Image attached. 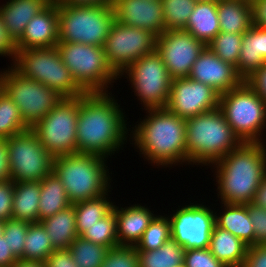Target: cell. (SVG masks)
<instances>
[{
	"mask_svg": "<svg viewBox=\"0 0 266 267\" xmlns=\"http://www.w3.org/2000/svg\"><path fill=\"white\" fill-rule=\"evenodd\" d=\"M114 92H93L79 96L76 133L78 153L94 154L110 158L111 161L120 150L125 151L132 122L127 121L129 115L125 114Z\"/></svg>",
	"mask_w": 266,
	"mask_h": 267,
	"instance_id": "1",
	"label": "cell"
},
{
	"mask_svg": "<svg viewBox=\"0 0 266 267\" xmlns=\"http://www.w3.org/2000/svg\"><path fill=\"white\" fill-rule=\"evenodd\" d=\"M144 113L145 117L132 123L129 130V145L139 157L164 171L183 168L184 164L190 168L186 159V119L167 108L146 109Z\"/></svg>",
	"mask_w": 266,
	"mask_h": 267,
	"instance_id": "2",
	"label": "cell"
},
{
	"mask_svg": "<svg viewBox=\"0 0 266 267\" xmlns=\"http://www.w3.org/2000/svg\"><path fill=\"white\" fill-rule=\"evenodd\" d=\"M208 168L215 178L217 202L251 203L266 175V143L242 142Z\"/></svg>",
	"mask_w": 266,
	"mask_h": 267,
	"instance_id": "3",
	"label": "cell"
},
{
	"mask_svg": "<svg viewBox=\"0 0 266 267\" xmlns=\"http://www.w3.org/2000/svg\"><path fill=\"white\" fill-rule=\"evenodd\" d=\"M241 143L219 107L186 119V159L191 167L208 169Z\"/></svg>",
	"mask_w": 266,
	"mask_h": 267,
	"instance_id": "4",
	"label": "cell"
},
{
	"mask_svg": "<svg viewBox=\"0 0 266 267\" xmlns=\"http://www.w3.org/2000/svg\"><path fill=\"white\" fill-rule=\"evenodd\" d=\"M108 162L111 163L109 159L94 154L60 155L53 159L52 172L58 176L74 204L102 196L112 188L114 171Z\"/></svg>",
	"mask_w": 266,
	"mask_h": 267,
	"instance_id": "5",
	"label": "cell"
},
{
	"mask_svg": "<svg viewBox=\"0 0 266 267\" xmlns=\"http://www.w3.org/2000/svg\"><path fill=\"white\" fill-rule=\"evenodd\" d=\"M219 108L241 142L266 143V102L245 81L220 94Z\"/></svg>",
	"mask_w": 266,
	"mask_h": 267,
	"instance_id": "6",
	"label": "cell"
},
{
	"mask_svg": "<svg viewBox=\"0 0 266 267\" xmlns=\"http://www.w3.org/2000/svg\"><path fill=\"white\" fill-rule=\"evenodd\" d=\"M12 66L24 77L48 86L62 98H75L86 93L65 66L57 47L16 51Z\"/></svg>",
	"mask_w": 266,
	"mask_h": 267,
	"instance_id": "7",
	"label": "cell"
},
{
	"mask_svg": "<svg viewBox=\"0 0 266 267\" xmlns=\"http://www.w3.org/2000/svg\"><path fill=\"white\" fill-rule=\"evenodd\" d=\"M56 47L74 80L86 93L114 90L119 76L107 63L104 47L76 42H58Z\"/></svg>",
	"mask_w": 266,
	"mask_h": 267,
	"instance_id": "8",
	"label": "cell"
},
{
	"mask_svg": "<svg viewBox=\"0 0 266 267\" xmlns=\"http://www.w3.org/2000/svg\"><path fill=\"white\" fill-rule=\"evenodd\" d=\"M114 21L112 5L70 6L58 3L59 42L104 47Z\"/></svg>",
	"mask_w": 266,
	"mask_h": 267,
	"instance_id": "9",
	"label": "cell"
},
{
	"mask_svg": "<svg viewBox=\"0 0 266 267\" xmlns=\"http://www.w3.org/2000/svg\"><path fill=\"white\" fill-rule=\"evenodd\" d=\"M124 78L131 85L134 100L141 104V111L167 107L172 79L157 51L134 61L119 75V80Z\"/></svg>",
	"mask_w": 266,
	"mask_h": 267,
	"instance_id": "10",
	"label": "cell"
},
{
	"mask_svg": "<svg viewBox=\"0 0 266 267\" xmlns=\"http://www.w3.org/2000/svg\"><path fill=\"white\" fill-rule=\"evenodd\" d=\"M2 89L19 108L24 122L31 128L60 102L53 89L21 75L12 65L1 69Z\"/></svg>",
	"mask_w": 266,
	"mask_h": 267,
	"instance_id": "11",
	"label": "cell"
},
{
	"mask_svg": "<svg viewBox=\"0 0 266 267\" xmlns=\"http://www.w3.org/2000/svg\"><path fill=\"white\" fill-rule=\"evenodd\" d=\"M79 97L62 98L30 129L53 157L78 154L77 118Z\"/></svg>",
	"mask_w": 266,
	"mask_h": 267,
	"instance_id": "12",
	"label": "cell"
},
{
	"mask_svg": "<svg viewBox=\"0 0 266 267\" xmlns=\"http://www.w3.org/2000/svg\"><path fill=\"white\" fill-rule=\"evenodd\" d=\"M183 203L168 211L171 223V238L187 249L209 247L211 233L215 223L214 204H206L207 199ZM205 201V202H204ZM199 202V203H198ZM212 206H211V205ZM182 205V206H181ZM213 207V208H212ZM172 213V214H169Z\"/></svg>",
	"mask_w": 266,
	"mask_h": 267,
	"instance_id": "13",
	"label": "cell"
},
{
	"mask_svg": "<svg viewBox=\"0 0 266 267\" xmlns=\"http://www.w3.org/2000/svg\"><path fill=\"white\" fill-rule=\"evenodd\" d=\"M11 180L41 181L53 169L54 157L31 129L7 138Z\"/></svg>",
	"mask_w": 266,
	"mask_h": 267,
	"instance_id": "14",
	"label": "cell"
},
{
	"mask_svg": "<svg viewBox=\"0 0 266 267\" xmlns=\"http://www.w3.org/2000/svg\"><path fill=\"white\" fill-rule=\"evenodd\" d=\"M157 36L142 28L127 27L116 20L104 45L107 63L119 76L134 61L156 51Z\"/></svg>",
	"mask_w": 266,
	"mask_h": 267,
	"instance_id": "15",
	"label": "cell"
},
{
	"mask_svg": "<svg viewBox=\"0 0 266 267\" xmlns=\"http://www.w3.org/2000/svg\"><path fill=\"white\" fill-rule=\"evenodd\" d=\"M206 46L189 32L166 30L157 37L156 51L161 55L171 79L187 78Z\"/></svg>",
	"mask_w": 266,
	"mask_h": 267,
	"instance_id": "16",
	"label": "cell"
},
{
	"mask_svg": "<svg viewBox=\"0 0 266 267\" xmlns=\"http://www.w3.org/2000/svg\"><path fill=\"white\" fill-rule=\"evenodd\" d=\"M220 93L213 87L192 80L177 78L171 81L167 109L180 118L188 119L219 107Z\"/></svg>",
	"mask_w": 266,
	"mask_h": 267,
	"instance_id": "17",
	"label": "cell"
},
{
	"mask_svg": "<svg viewBox=\"0 0 266 267\" xmlns=\"http://www.w3.org/2000/svg\"><path fill=\"white\" fill-rule=\"evenodd\" d=\"M115 20L127 27H137L157 37L166 31L162 0H114Z\"/></svg>",
	"mask_w": 266,
	"mask_h": 267,
	"instance_id": "18",
	"label": "cell"
},
{
	"mask_svg": "<svg viewBox=\"0 0 266 267\" xmlns=\"http://www.w3.org/2000/svg\"><path fill=\"white\" fill-rule=\"evenodd\" d=\"M188 78L207 84L220 94L238 87L244 81L232 63L218 58L207 46L193 64Z\"/></svg>",
	"mask_w": 266,
	"mask_h": 267,
	"instance_id": "19",
	"label": "cell"
},
{
	"mask_svg": "<svg viewBox=\"0 0 266 267\" xmlns=\"http://www.w3.org/2000/svg\"><path fill=\"white\" fill-rule=\"evenodd\" d=\"M58 42V4H49L29 21L15 50L56 47Z\"/></svg>",
	"mask_w": 266,
	"mask_h": 267,
	"instance_id": "20",
	"label": "cell"
},
{
	"mask_svg": "<svg viewBox=\"0 0 266 267\" xmlns=\"http://www.w3.org/2000/svg\"><path fill=\"white\" fill-rule=\"evenodd\" d=\"M113 210L116 215V229L119 246H136L151 220L158 213L144 203L116 204ZM120 205V206H119ZM122 205V206H121ZM125 206V207H123ZM151 209V210H150ZM156 211V212H155ZM155 212V213H154Z\"/></svg>",
	"mask_w": 266,
	"mask_h": 267,
	"instance_id": "21",
	"label": "cell"
},
{
	"mask_svg": "<svg viewBox=\"0 0 266 267\" xmlns=\"http://www.w3.org/2000/svg\"><path fill=\"white\" fill-rule=\"evenodd\" d=\"M49 4L46 0H3L0 3L3 25L14 43L22 36L29 21Z\"/></svg>",
	"mask_w": 266,
	"mask_h": 267,
	"instance_id": "22",
	"label": "cell"
},
{
	"mask_svg": "<svg viewBox=\"0 0 266 267\" xmlns=\"http://www.w3.org/2000/svg\"><path fill=\"white\" fill-rule=\"evenodd\" d=\"M266 63V28L253 25L243 34L240 57L236 67L245 81Z\"/></svg>",
	"mask_w": 266,
	"mask_h": 267,
	"instance_id": "23",
	"label": "cell"
},
{
	"mask_svg": "<svg viewBox=\"0 0 266 267\" xmlns=\"http://www.w3.org/2000/svg\"><path fill=\"white\" fill-rule=\"evenodd\" d=\"M217 205L220 208H214L216 225L229 231L248 246L255 245V233L249 218L247 204L219 202L215 203L214 207Z\"/></svg>",
	"mask_w": 266,
	"mask_h": 267,
	"instance_id": "24",
	"label": "cell"
},
{
	"mask_svg": "<svg viewBox=\"0 0 266 267\" xmlns=\"http://www.w3.org/2000/svg\"><path fill=\"white\" fill-rule=\"evenodd\" d=\"M248 245L227 230L214 225L208 249L227 267H243Z\"/></svg>",
	"mask_w": 266,
	"mask_h": 267,
	"instance_id": "25",
	"label": "cell"
},
{
	"mask_svg": "<svg viewBox=\"0 0 266 267\" xmlns=\"http://www.w3.org/2000/svg\"><path fill=\"white\" fill-rule=\"evenodd\" d=\"M217 14L221 32L244 34L253 26L250 0H219Z\"/></svg>",
	"mask_w": 266,
	"mask_h": 267,
	"instance_id": "26",
	"label": "cell"
},
{
	"mask_svg": "<svg viewBox=\"0 0 266 267\" xmlns=\"http://www.w3.org/2000/svg\"><path fill=\"white\" fill-rule=\"evenodd\" d=\"M183 30L207 46L220 32L217 2H196Z\"/></svg>",
	"mask_w": 266,
	"mask_h": 267,
	"instance_id": "27",
	"label": "cell"
},
{
	"mask_svg": "<svg viewBox=\"0 0 266 267\" xmlns=\"http://www.w3.org/2000/svg\"><path fill=\"white\" fill-rule=\"evenodd\" d=\"M76 213L73 204L53 216L39 221L45 228L55 249H68L79 236L76 230Z\"/></svg>",
	"mask_w": 266,
	"mask_h": 267,
	"instance_id": "28",
	"label": "cell"
},
{
	"mask_svg": "<svg viewBox=\"0 0 266 267\" xmlns=\"http://www.w3.org/2000/svg\"><path fill=\"white\" fill-rule=\"evenodd\" d=\"M40 181L14 183L12 218L30 223L39 222Z\"/></svg>",
	"mask_w": 266,
	"mask_h": 267,
	"instance_id": "29",
	"label": "cell"
},
{
	"mask_svg": "<svg viewBox=\"0 0 266 267\" xmlns=\"http://www.w3.org/2000/svg\"><path fill=\"white\" fill-rule=\"evenodd\" d=\"M39 221L53 216L69 207L70 202L65 187L58 176L51 172L40 181Z\"/></svg>",
	"mask_w": 266,
	"mask_h": 267,
	"instance_id": "30",
	"label": "cell"
},
{
	"mask_svg": "<svg viewBox=\"0 0 266 267\" xmlns=\"http://www.w3.org/2000/svg\"><path fill=\"white\" fill-rule=\"evenodd\" d=\"M113 187L104 195L97 198L88 199L74 203V210L76 213V230L78 235L81 236L90 226L95 222L108 215L115 205L112 196Z\"/></svg>",
	"mask_w": 266,
	"mask_h": 267,
	"instance_id": "31",
	"label": "cell"
},
{
	"mask_svg": "<svg viewBox=\"0 0 266 267\" xmlns=\"http://www.w3.org/2000/svg\"><path fill=\"white\" fill-rule=\"evenodd\" d=\"M137 253L139 267H175L184 263L185 248L170 238L156 250Z\"/></svg>",
	"mask_w": 266,
	"mask_h": 267,
	"instance_id": "32",
	"label": "cell"
},
{
	"mask_svg": "<svg viewBox=\"0 0 266 267\" xmlns=\"http://www.w3.org/2000/svg\"><path fill=\"white\" fill-rule=\"evenodd\" d=\"M54 250L43 225L30 223L24 241L23 260L45 262Z\"/></svg>",
	"mask_w": 266,
	"mask_h": 267,
	"instance_id": "33",
	"label": "cell"
},
{
	"mask_svg": "<svg viewBox=\"0 0 266 267\" xmlns=\"http://www.w3.org/2000/svg\"><path fill=\"white\" fill-rule=\"evenodd\" d=\"M30 127L24 122L19 108L1 89L0 91V138H10Z\"/></svg>",
	"mask_w": 266,
	"mask_h": 267,
	"instance_id": "34",
	"label": "cell"
},
{
	"mask_svg": "<svg viewBox=\"0 0 266 267\" xmlns=\"http://www.w3.org/2000/svg\"><path fill=\"white\" fill-rule=\"evenodd\" d=\"M156 214L136 244L137 251H151L161 247L171 238V223L168 214Z\"/></svg>",
	"mask_w": 266,
	"mask_h": 267,
	"instance_id": "35",
	"label": "cell"
},
{
	"mask_svg": "<svg viewBox=\"0 0 266 267\" xmlns=\"http://www.w3.org/2000/svg\"><path fill=\"white\" fill-rule=\"evenodd\" d=\"M68 250L78 267H101L109 248L78 236Z\"/></svg>",
	"mask_w": 266,
	"mask_h": 267,
	"instance_id": "36",
	"label": "cell"
},
{
	"mask_svg": "<svg viewBox=\"0 0 266 267\" xmlns=\"http://www.w3.org/2000/svg\"><path fill=\"white\" fill-rule=\"evenodd\" d=\"M81 237L109 249L119 246L114 210L90 226Z\"/></svg>",
	"mask_w": 266,
	"mask_h": 267,
	"instance_id": "37",
	"label": "cell"
},
{
	"mask_svg": "<svg viewBox=\"0 0 266 267\" xmlns=\"http://www.w3.org/2000/svg\"><path fill=\"white\" fill-rule=\"evenodd\" d=\"M196 2V0H162L166 30L184 29Z\"/></svg>",
	"mask_w": 266,
	"mask_h": 267,
	"instance_id": "38",
	"label": "cell"
},
{
	"mask_svg": "<svg viewBox=\"0 0 266 267\" xmlns=\"http://www.w3.org/2000/svg\"><path fill=\"white\" fill-rule=\"evenodd\" d=\"M242 39L243 34L220 31L207 47L217 55L218 58L236 66L240 57Z\"/></svg>",
	"mask_w": 266,
	"mask_h": 267,
	"instance_id": "39",
	"label": "cell"
},
{
	"mask_svg": "<svg viewBox=\"0 0 266 267\" xmlns=\"http://www.w3.org/2000/svg\"><path fill=\"white\" fill-rule=\"evenodd\" d=\"M30 222L15 220L13 218L4 221V237L9 244L11 252L17 259L23 260L24 241Z\"/></svg>",
	"mask_w": 266,
	"mask_h": 267,
	"instance_id": "40",
	"label": "cell"
},
{
	"mask_svg": "<svg viewBox=\"0 0 266 267\" xmlns=\"http://www.w3.org/2000/svg\"><path fill=\"white\" fill-rule=\"evenodd\" d=\"M101 267H139L135 246H117L108 250Z\"/></svg>",
	"mask_w": 266,
	"mask_h": 267,
	"instance_id": "41",
	"label": "cell"
},
{
	"mask_svg": "<svg viewBox=\"0 0 266 267\" xmlns=\"http://www.w3.org/2000/svg\"><path fill=\"white\" fill-rule=\"evenodd\" d=\"M184 264L186 267H227L208 248L185 250Z\"/></svg>",
	"mask_w": 266,
	"mask_h": 267,
	"instance_id": "42",
	"label": "cell"
},
{
	"mask_svg": "<svg viewBox=\"0 0 266 267\" xmlns=\"http://www.w3.org/2000/svg\"><path fill=\"white\" fill-rule=\"evenodd\" d=\"M249 218L255 233V245H266V209L247 203Z\"/></svg>",
	"mask_w": 266,
	"mask_h": 267,
	"instance_id": "43",
	"label": "cell"
},
{
	"mask_svg": "<svg viewBox=\"0 0 266 267\" xmlns=\"http://www.w3.org/2000/svg\"><path fill=\"white\" fill-rule=\"evenodd\" d=\"M14 182L7 180L0 183V220L7 221L12 218V201Z\"/></svg>",
	"mask_w": 266,
	"mask_h": 267,
	"instance_id": "44",
	"label": "cell"
},
{
	"mask_svg": "<svg viewBox=\"0 0 266 267\" xmlns=\"http://www.w3.org/2000/svg\"><path fill=\"white\" fill-rule=\"evenodd\" d=\"M46 267H78L68 249H55L45 261Z\"/></svg>",
	"mask_w": 266,
	"mask_h": 267,
	"instance_id": "45",
	"label": "cell"
},
{
	"mask_svg": "<svg viewBox=\"0 0 266 267\" xmlns=\"http://www.w3.org/2000/svg\"><path fill=\"white\" fill-rule=\"evenodd\" d=\"M243 267H266V245L249 246Z\"/></svg>",
	"mask_w": 266,
	"mask_h": 267,
	"instance_id": "46",
	"label": "cell"
},
{
	"mask_svg": "<svg viewBox=\"0 0 266 267\" xmlns=\"http://www.w3.org/2000/svg\"><path fill=\"white\" fill-rule=\"evenodd\" d=\"M245 82L266 102V63L248 77Z\"/></svg>",
	"mask_w": 266,
	"mask_h": 267,
	"instance_id": "47",
	"label": "cell"
},
{
	"mask_svg": "<svg viewBox=\"0 0 266 267\" xmlns=\"http://www.w3.org/2000/svg\"><path fill=\"white\" fill-rule=\"evenodd\" d=\"M15 54V43L8 36L0 16V57L9 58L8 62H11L9 65H12Z\"/></svg>",
	"mask_w": 266,
	"mask_h": 267,
	"instance_id": "48",
	"label": "cell"
},
{
	"mask_svg": "<svg viewBox=\"0 0 266 267\" xmlns=\"http://www.w3.org/2000/svg\"><path fill=\"white\" fill-rule=\"evenodd\" d=\"M11 180L8 143L6 138H0V183Z\"/></svg>",
	"mask_w": 266,
	"mask_h": 267,
	"instance_id": "49",
	"label": "cell"
},
{
	"mask_svg": "<svg viewBox=\"0 0 266 267\" xmlns=\"http://www.w3.org/2000/svg\"><path fill=\"white\" fill-rule=\"evenodd\" d=\"M253 25L266 28V0H250Z\"/></svg>",
	"mask_w": 266,
	"mask_h": 267,
	"instance_id": "50",
	"label": "cell"
},
{
	"mask_svg": "<svg viewBox=\"0 0 266 267\" xmlns=\"http://www.w3.org/2000/svg\"><path fill=\"white\" fill-rule=\"evenodd\" d=\"M17 260L18 259L11 252L5 237H0V267H12Z\"/></svg>",
	"mask_w": 266,
	"mask_h": 267,
	"instance_id": "51",
	"label": "cell"
},
{
	"mask_svg": "<svg viewBox=\"0 0 266 267\" xmlns=\"http://www.w3.org/2000/svg\"><path fill=\"white\" fill-rule=\"evenodd\" d=\"M114 0H61L60 4L70 6H101L113 5Z\"/></svg>",
	"mask_w": 266,
	"mask_h": 267,
	"instance_id": "52",
	"label": "cell"
},
{
	"mask_svg": "<svg viewBox=\"0 0 266 267\" xmlns=\"http://www.w3.org/2000/svg\"><path fill=\"white\" fill-rule=\"evenodd\" d=\"M252 203L263 209H266V175L264 176V179L261 181L260 186L256 190Z\"/></svg>",
	"mask_w": 266,
	"mask_h": 267,
	"instance_id": "53",
	"label": "cell"
},
{
	"mask_svg": "<svg viewBox=\"0 0 266 267\" xmlns=\"http://www.w3.org/2000/svg\"><path fill=\"white\" fill-rule=\"evenodd\" d=\"M12 267H46L45 262L18 259Z\"/></svg>",
	"mask_w": 266,
	"mask_h": 267,
	"instance_id": "54",
	"label": "cell"
},
{
	"mask_svg": "<svg viewBox=\"0 0 266 267\" xmlns=\"http://www.w3.org/2000/svg\"><path fill=\"white\" fill-rule=\"evenodd\" d=\"M4 235V221L0 220V237Z\"/></svg>",
	"mask_w": 266,
	"mask_h": 267,
	"instance_id": "55",
	"label": "cell"
},
{
	"mask_svg": "<svg viewBox=\"0 0 266 267\" xmlns=\"http://www.w3.org/2000/svg\"><path fill=\"white\" fill-rule=\"evenodd\" d=\"M50 4H58L61 0H46Z\"/></svg>",
	"mask_w": 266,
	"mask_h": 267,
	"instance_id": "56",
	"label": "cell"
},
{
	"mask_svg": "<svg viewBox=\"0 0 266 267\" xmlns=\"http://www.w3.org/2000/svg\"><path fill=\"white\" fill-rule=\"evenodd\" d=\"M197 2H218L219 0H196Z\"/></svg>",
	"mask_w": 266,
	"mask_h": 267,
	"instance_id": "57",
	"label": "cell"
},
{
	"mask_svg": "<svg viewBox=\"0 0 266 267\" xmlns=\"http://www.w3.org/2000/svg\"><path fill=\"white\" fill-rule=\"evenodd\" d=\"M2 89V77H1V68H0V91Z\"/></svg>",
	"mask_w": 266,
	"mask_h": 267,
	"instance_id": "58",
	"label": "cell"
},
{
	"mask_svg": "<svg viewBox=\"0 0 266 267\" xmlns=\"http://www.w3.org/2000/svg\"><path fill=\"white\" fill-rule=\"evenodd\" d=\"M175 267H186L184 263L176 265Z\"/></svg>",
	"mask_w": 266,
	"mask_h": 267,
	"instance_id": "59",
	"label": "cell"
}]
</instances>
